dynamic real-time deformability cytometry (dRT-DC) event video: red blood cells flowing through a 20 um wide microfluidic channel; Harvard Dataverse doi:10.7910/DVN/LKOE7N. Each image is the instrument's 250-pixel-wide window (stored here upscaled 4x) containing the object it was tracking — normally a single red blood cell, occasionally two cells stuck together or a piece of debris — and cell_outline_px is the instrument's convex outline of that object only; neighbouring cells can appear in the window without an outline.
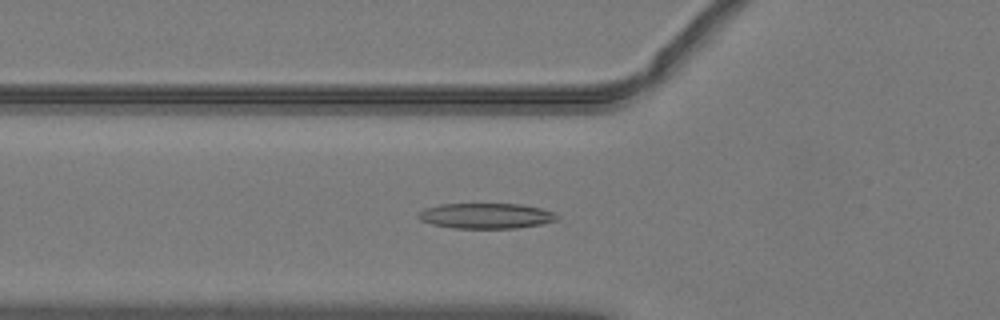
{"species": "common noctule bat (a hibernating species)", "species_latin": "Nyctalus noctula", "temperature_condition": "warm", "stored_images_in_passage": 40, "camera_frame_rate_fps": 3000, "um_per_image_px": 0.085, "animal": {"sex": "male", "body_mass_g": 19.2, "forearm_length_mm": 51.8}, "frame": {"image": 1, "passage_image": 19, "time_ms": 6.0, "image_size_px": [1000, 320], "cell_outline_px": [[560, 220], [540, 224], [516, 228], [452, 228], [432, 224], [420, 220], [416, 216], [424, 208], [440, 204], [520, 204], [540, 208], [556, 212], [560, 216]], "centroid_in_image_um": [41.34, 18.34], "position_along_channel_um": 84.5, "area_um2": 20.69}}
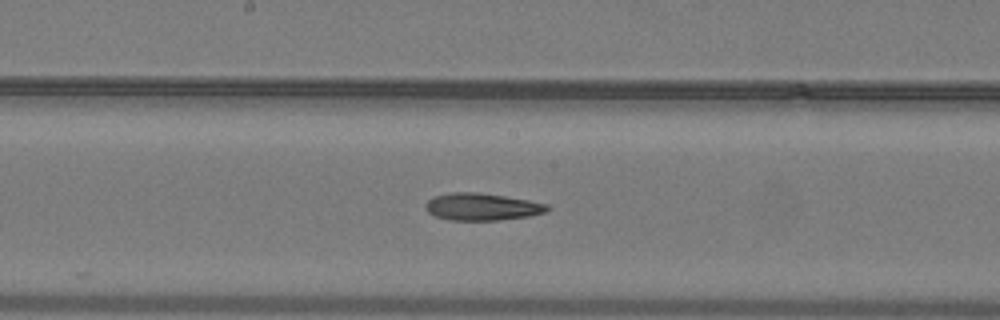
{"frame": {"image": 2, "passage_image": 28, "time_ms": 9.0, "image_size_px": [1000, 320], "cell_outline_px": [[552, 208], [544, 212], [528, 216], [496, 220], [452, 220], [436, 216], [428, 212], [424, 204], [432, 196], [448, 192], [476, 192], [504, 196], [528, 200], [548, 204]], "centroid_in_image_um": [40.94, 17.56], "position_along_channel_um": 207.3, "area_um2": 19.25}}
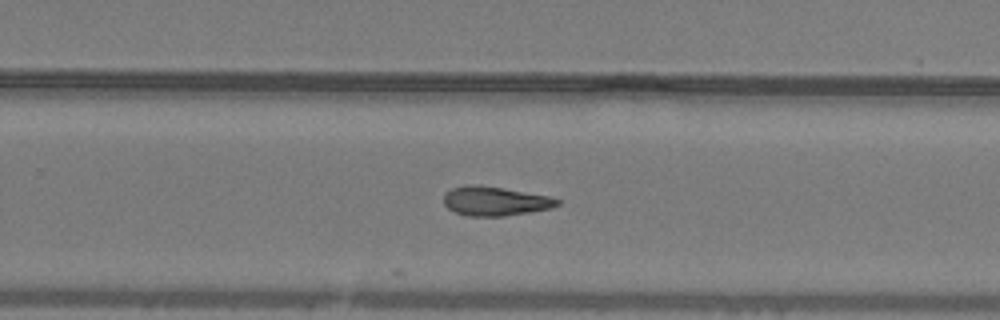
{"frame": {"image": 3, "passage_image": 34, "time_ms": 11.0, "image_size_px": [1000, 320], "cell_outline_px": [[560, 204], [552, 208], [504, 216], [468, 216], [456, 212], [448, 208], [444, 204], [444, 192], [452, 188], [468, 184], [480, 184], [548, 196], [560, 200]], "centroid_in_image_um": [42.05, 17.08], "position_along_channel_um": 287.7, "area_um2": 19.31}}